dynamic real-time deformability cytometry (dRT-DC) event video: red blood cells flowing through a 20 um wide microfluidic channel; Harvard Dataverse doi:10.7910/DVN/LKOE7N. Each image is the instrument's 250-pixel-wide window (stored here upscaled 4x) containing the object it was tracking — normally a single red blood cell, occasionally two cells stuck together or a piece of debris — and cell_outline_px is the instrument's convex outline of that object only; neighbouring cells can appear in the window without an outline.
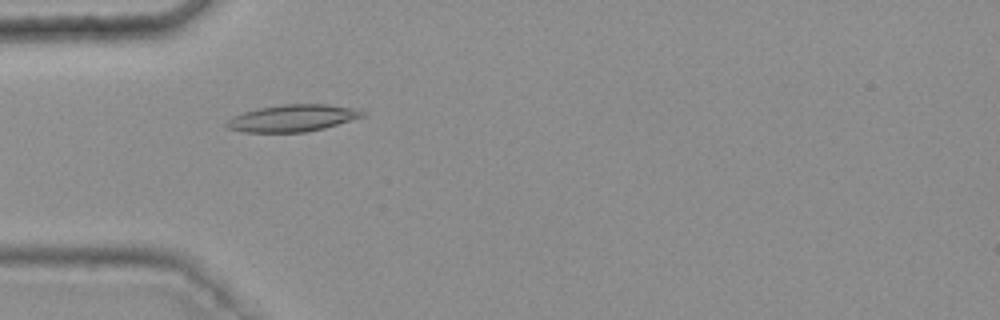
{"species": "common noctule bat (a hibernating species)", "species_latin": "Nyctalus noctula", "temperature_condition": "warm", "stored_images_in_passage": 50, "camera_frame_rate_fps": 3000, "um_per_image_px": 0.085, "animal": {"sex": "female", "body_mass_g": 25.1}, "frame": {"image": 1, "passage_image": 17, "time_ms": 5.333, "image_size_px": [1000, 320], "cell_outline_px": [[368, 116], [324, 128], [304, 132], [244, 132], [228, 128], [224, 124], [232, 116], [256, 108], [284, 104], [328, 104], [360, 108], [368, 112]], "centroid_in_image_um": [24.96, 10.02], "position_along_channel_um": 60.0, "area_um2": 21.73}}
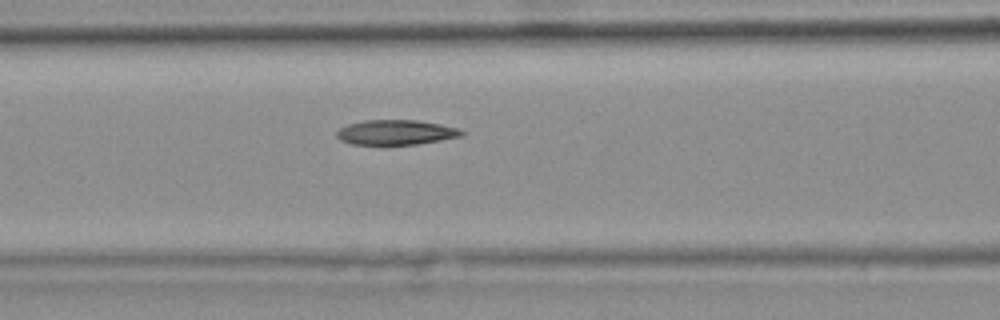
{"frame": {"image": 2, "passage_image": 23, "time_ms": 7.333, "image_size_px": [1000, 320], "cell_outline_px": [[464, 132], [460, 136], [440, 140], [416, 144], [352, 144], [340, 140], [336, 136], [336, 132], [340, 128], [348, 124], [364, 120], [416, 120], [440, 124], [456, 128]], "centroid_in_image_um": [33.6, 11.24], "position_along_channel_um": 133.0, "area_um2": 17.86}}
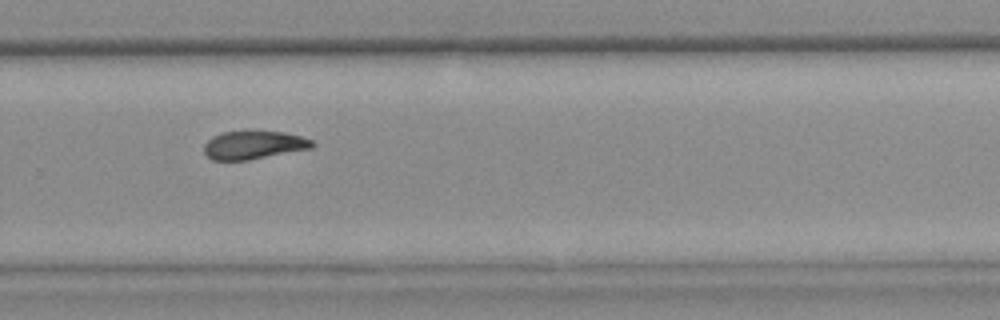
{"frame": {"image": 3, "passage_image": 37, "time_ms": 12.0, "image_size_px": [1000, 320], "cell_outline_px": [[316, 144], [312, 148], [248, 160], [212, 160], [204, 152], [204, 144], [212, 136], [220, 132], [244, 128], [284, 132], [300, 136], [312, 140]], "centroid_in_image_um": [21.54, 12.27], "position_along_channel_um": 308.3, "area_um2": 18.55}, "authors_computed_cell_mechanics": {"area_um2": 18.8717, "velocity_mm_per_s": 3.764, "shape_relaxation_time_tau1_ms": null, "shape_relaxation_time_tau2_ms": 6.6125, "deformation_change_tau1": null, "deformation_change_tau2": 0.1363}}